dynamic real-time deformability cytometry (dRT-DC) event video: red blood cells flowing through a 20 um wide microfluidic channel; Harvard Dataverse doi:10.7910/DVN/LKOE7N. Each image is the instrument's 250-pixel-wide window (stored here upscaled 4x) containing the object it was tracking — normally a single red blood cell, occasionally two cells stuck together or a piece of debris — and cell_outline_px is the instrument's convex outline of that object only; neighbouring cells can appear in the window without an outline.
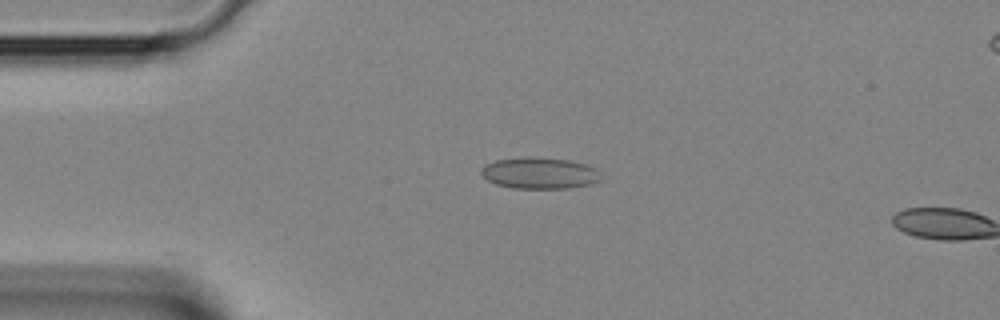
{"species": "Egyptian fruit bat (a non-hibernating species)", "species_latin": "Rousettus aegyptiacus", "temperature_condition": "room temperature", "stored_images_in_passage": 2, "camera_frame_rate_fps": 3000, "um_per_image_px": 0.085, "animal": {"sex": "female"}, "frame": {"image": 1, "passage_image": 1, "time_ms": 0.0, "image_size_px": [1000, 320], "cell_outline_px": [[600, 180], [588, 184], [568, 188], [512, 188], [496, 184], [488, 180], [480, 172], [480, 168], [496, 160], [528, 156], [532, 156], [568, 160], [584, 164], [596, 168], [600, 172]], "centroid_in_image_um": [45.85, 14.7], "position_along_channel_um": 39.1, "area_um2": 21.79}}